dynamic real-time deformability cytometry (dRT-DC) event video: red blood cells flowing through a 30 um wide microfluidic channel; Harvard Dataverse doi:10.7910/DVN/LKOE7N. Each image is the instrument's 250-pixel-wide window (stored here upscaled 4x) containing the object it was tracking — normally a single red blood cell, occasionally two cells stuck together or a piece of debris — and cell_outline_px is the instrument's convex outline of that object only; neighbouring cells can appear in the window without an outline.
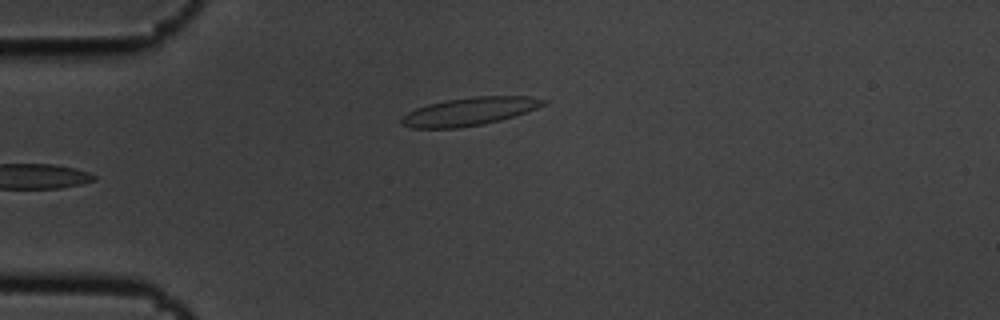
{"species": "common noctule bat (a hibernating species)", "species_latin": "Nyctalus noctula", "temperature_condition": "cold", "stored_images_in_passage": 5, "camera_frame_rate_fps": 3000, "um_per_image_px": 0.085, "animal": {"sex": "male", "body_mass_g": 19.5, "forearm_length_mm": 54.6}, "frame": {"image": 1, "passage_image": 5, "time_ms": 1.333, "image_size_px": [1000, 320], "cell_outline_px": [[552, 100], [536, 108], [500, 120], [484, 124], [460, 128], [412, 128], [400, 124], [400, 120], [408, 112], [416, 108], [428, 104], [448, 100], [472, 96], [532, 96]], "centroid_in_image_um": [39.92, 9.47], "position_along_channel_um": 45.1, "area_um2": 23.18}}